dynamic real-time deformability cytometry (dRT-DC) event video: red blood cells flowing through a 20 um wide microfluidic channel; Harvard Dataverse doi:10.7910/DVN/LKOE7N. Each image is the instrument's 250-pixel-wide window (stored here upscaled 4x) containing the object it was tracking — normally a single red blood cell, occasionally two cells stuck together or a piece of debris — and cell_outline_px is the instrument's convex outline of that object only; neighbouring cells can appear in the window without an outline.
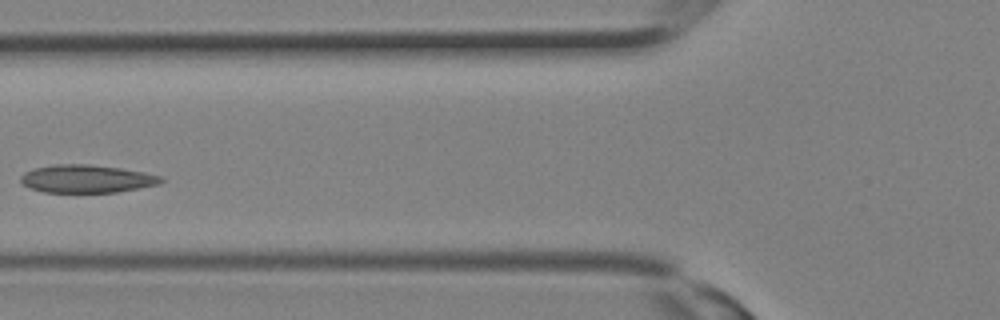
{"species": "Egyptian fruit bat (a non-hibernating species)", "species_latin": "Rousettus aegyptiacus", "temperature_condition": "room temperature", "stored_images_in_passage": 10, "camera_frame_rate_fps": 3000, "um_per_image_px": 0.085, "animal": {"sex": "female"}, "frame": {"image": 1, "passage_image": 9, "time_ms": 2.667, "image_size_px": [1000, 320], "cell_outline_px": [[164, 180], [160, 184], [116, 192], [44, 192], [28, 188], [20, 180], [20, 176], [24, 172], [32, 168], [52, 164], [88, 164], [120, 168], [144, 172], [160, 176]], "centroid_in_image_um": [7.32, 15.19], "position_along_channel_um": 118.5, "area_um2": 22.89}}